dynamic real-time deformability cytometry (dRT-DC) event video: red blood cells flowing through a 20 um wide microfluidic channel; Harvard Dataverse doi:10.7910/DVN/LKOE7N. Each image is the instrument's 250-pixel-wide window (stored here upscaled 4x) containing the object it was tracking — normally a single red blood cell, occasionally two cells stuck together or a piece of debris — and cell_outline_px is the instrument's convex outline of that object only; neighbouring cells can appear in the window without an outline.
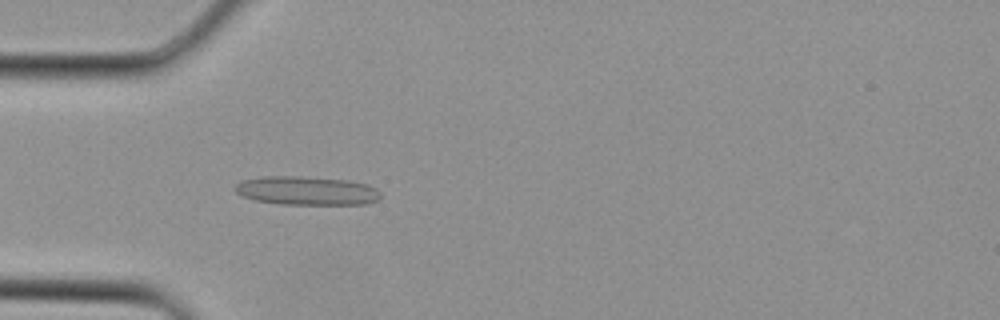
{"species": "Egyptian fruit bat (a non-hibernating species)", "species_latin": "Rousettus aegyptiacus", "temperature_condition": "cold", "stored_images_in_passage": 3, "camera_frame_rate_fps": 3000, "um_per_image_px": 0.085, "animal": {"sex": "female"}, "frame": {"image": 1, "passage_image": 3, "time_ms": 0.667, "image_size_px": [1000, 320], "cell_outline_px": [[380, 196], [376, 200], [368, 204], [280, 204], [256, 200], [244, 196], [236, 192], [232, 188], [240, 180], [264, 176], [300, 176], [348, 180], [368, 184], [376, 188], [380, 192]], "centroid_in_image_um": [26.05, 16.2], "position_along_channel_um": 58.9, "area_um2": 24.45}}